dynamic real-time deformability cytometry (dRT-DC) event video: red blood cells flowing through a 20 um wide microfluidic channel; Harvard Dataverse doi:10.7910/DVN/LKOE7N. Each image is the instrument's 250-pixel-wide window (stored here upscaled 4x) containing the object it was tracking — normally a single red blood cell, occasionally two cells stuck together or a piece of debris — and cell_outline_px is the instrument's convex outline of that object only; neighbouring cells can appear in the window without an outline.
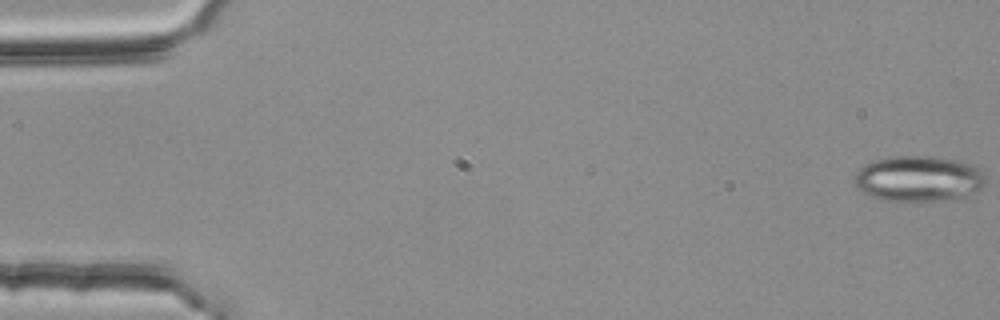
{"species": "common noctule bat (a hibernating species)", "species_latin": "Nyctalus noctula", "temperature_condition": "room temperature", "stored_images_in_passage": 55, "camera_frame_rate_fps": 3000, "um_per_image_px": 0.085, "animal": {"sex": "female", "body_mass_g": 25.1}, "frame": {"image": 1, "passage_image": 1, "time_ms": 0.0, "image_size_px": [1000, 320], "cell_outline_px": [[984, 184], [976, 192], [964, 196], [932, 200], [884, 200], [872, 196], [864, 192], [856, 184], [856, 172], [864, 164], [872, 160], [888, 156], [932, 156], [960, 160], [976, 164], [980, 168], [984, 176]], "centroid_in_image_um": [78.11, 15.14], "position_along_channel_um": 6.9, "area_um2": 34.68}}
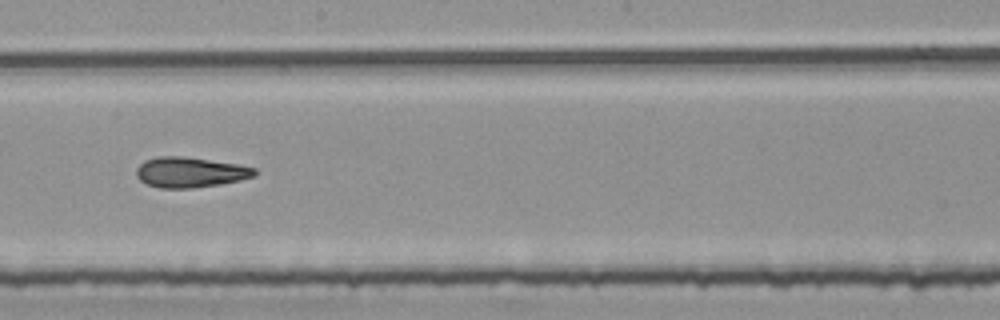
{"frame": {"image": 2, "passage_image": 31, "time_ms": 10.0, "image_size_px": [1000, 320], "cell_outline_px": [[256, 176], [240, 180], [220, 184], [192, 188], [160, 188], [148, 184], [140, 180], [136, 176], [136, 168], [144, 160], [156, 156], [184, 156], [236, 164], [256, 168]], "centroid_in_image_um": [16.14, 14.64], "position_along_channel_um": 232.1, "area_um2": 20.92}}
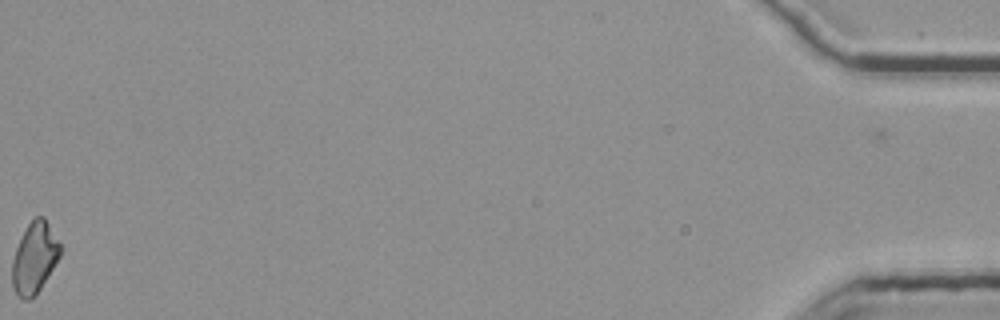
{"frame": {"image": 3, "passage_image": 55, "time_ms": 18.0, "image_size_px": [1000, 320], "cell_outline_px": [[64, 248], [60, 256], [36, 296], [32, 300], [24, 300], [12, 288], [12, 260], [16, 248], [28, 224], [36, 216], [44, 216]], "centroid_in_image_um": [2.96, 21.93], "position_along_channel_um": 432.2, "area_um2": 20.06}, "authors_computed_cell_mechanics": {"area_um2": 20.9236, "velocity_mm_per_s": 3.793, "shape_relaxation_time_tau1_ms": null, "shape_relaxation_time_tau2_ms": 4.253, "deformation_change_tau1": null, "deformation_change_tau2": 0.1446}}